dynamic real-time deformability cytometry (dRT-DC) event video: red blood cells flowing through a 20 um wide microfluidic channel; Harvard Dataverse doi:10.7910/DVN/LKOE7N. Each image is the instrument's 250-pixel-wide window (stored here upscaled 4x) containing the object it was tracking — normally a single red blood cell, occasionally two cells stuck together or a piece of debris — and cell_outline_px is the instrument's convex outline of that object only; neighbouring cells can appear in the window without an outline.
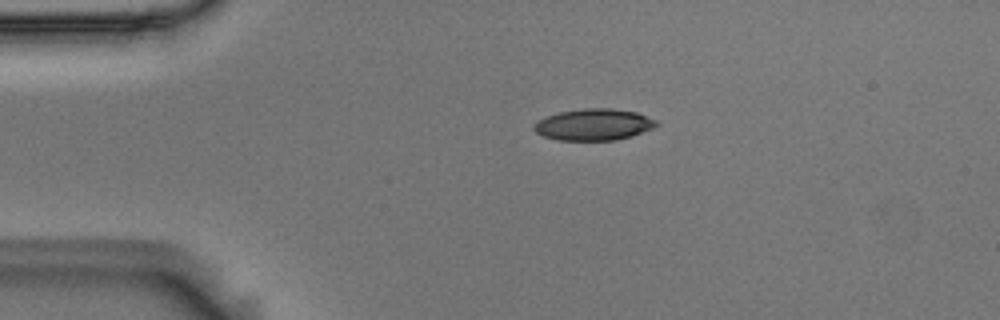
{"species": "Egyptian fruit bat (a non-hibernating species)", "species_latin": "Rousettus aegyptiacus", "temperature_condition": "room temperature", "stored_images_in_passage": 44, "camera_frame_rate_fps": 3000, "um_per_image_px": 0.085, "animal": {"sex": "male"}, "frame": {"image": 1, "passage_image": 1, "time_ms": 0.0, "image_size_px": [1000, 320], "cell_outline_px": [[660, 124], [652, 128], [632, 136], [616, 140], [556, 140], [544, 136], [536, 132], [532, 128], [532, 124], [548, 116], [560, 112], [584, 108], [612, 108], [636, 112], [656, 120]], "centroid_in_image_um": [50.47, 10.59], "position_along_channel_um": 34.5, "area_um2": 22.43}}
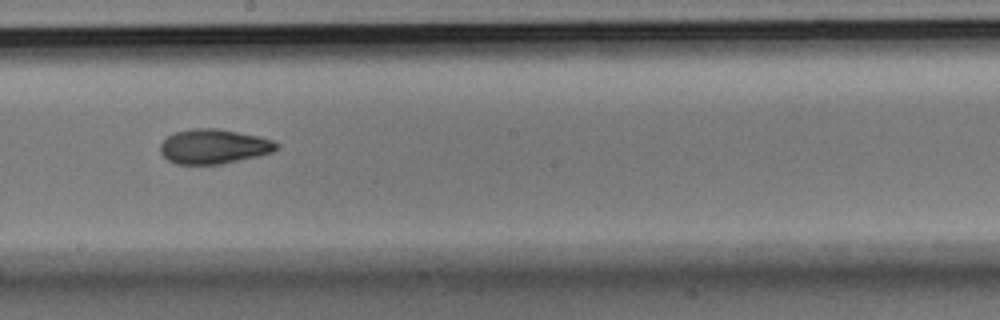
{"frame": {"image": 2, "passage_image": 20, "time_ms": 6.333, "image_size_px": [1000, 320], "cell_outline_px": [[280, 144], [272, 152], [256, 156], [220, 164], [176, 164], [168, 160], [160, 152], [160, 144], [168, 136], [176, 132], [192, 128], [216, 128], [256, 136], [272, 140]], "centroid_in_image_um": [18.13, 12.45], "position_along_channel_um": 230.1, "area_um2": 23.12}}
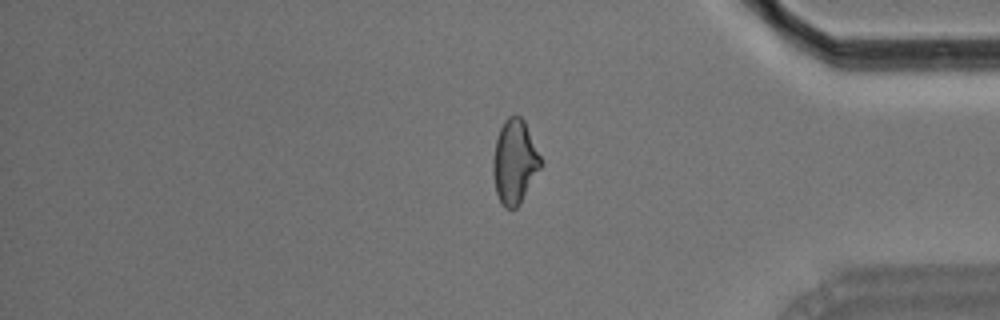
{"frame": {"image": 3, "passage_image": 35, "time_ms": 11.333, "image_size_px": [1000, 320], "cell_outline_px": [[540, 168], [520, 204], [516, 208], [504, 208], [496, 192], [492, 172], [492, 160], [496, 140], [500, 128], [504, 120], [508, 116], [520, 116], [524, 120], [540, 156]], "centroid_in_image_um": [43.71, 13.75], "position_along_channel_um": 391.5, "area_um2": 23.06}, "authors_computed_cell_mechanics": {"area_um2": 23.3801, "velocity_mm_per_s": 3.674, "shape_relaxation_time_tau1_ms": 10.055, "shape_relaxation_time_tau2_ms": 2.987, "deformation_change_tau1": 0.1977, "deformation_change_tau2": 0.0982}}